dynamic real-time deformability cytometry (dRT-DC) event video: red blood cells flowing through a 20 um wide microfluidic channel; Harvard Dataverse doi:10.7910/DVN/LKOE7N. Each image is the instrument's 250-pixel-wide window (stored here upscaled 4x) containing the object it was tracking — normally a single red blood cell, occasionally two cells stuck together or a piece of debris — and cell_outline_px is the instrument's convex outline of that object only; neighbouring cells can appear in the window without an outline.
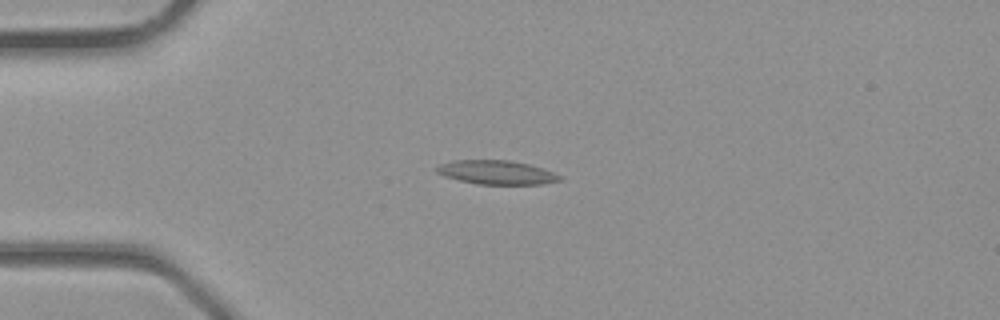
{"species": "common noctule bat (a hibernating species)", "species_latin": "Nyctalus noctula", "temperature_condition": "room temperature", "stored_images_in_passage": 3, "camera_frame_rate_fps": 3000, "um_per_image_px": 0.085, "animal": {"sex": "male", "body_mass_g": 23.1, "forearm_length_mm": 52.7}, "frame": {"image": 1, "passage_image": 3, "time_ms": 0.667, "image_size_px": [1000, 320], "cell_outline_px": [[564, 180], [544, 184], [476, 184], [444, 176], [436, 172], [436, 168], [440, 164], [452, 160], [508, 160], [528, 164], [564, 176]], "centroid_in_image_um": [42.23, 14.66], "position_along_channel_um": 42.8, "area_um2": 17.17}}